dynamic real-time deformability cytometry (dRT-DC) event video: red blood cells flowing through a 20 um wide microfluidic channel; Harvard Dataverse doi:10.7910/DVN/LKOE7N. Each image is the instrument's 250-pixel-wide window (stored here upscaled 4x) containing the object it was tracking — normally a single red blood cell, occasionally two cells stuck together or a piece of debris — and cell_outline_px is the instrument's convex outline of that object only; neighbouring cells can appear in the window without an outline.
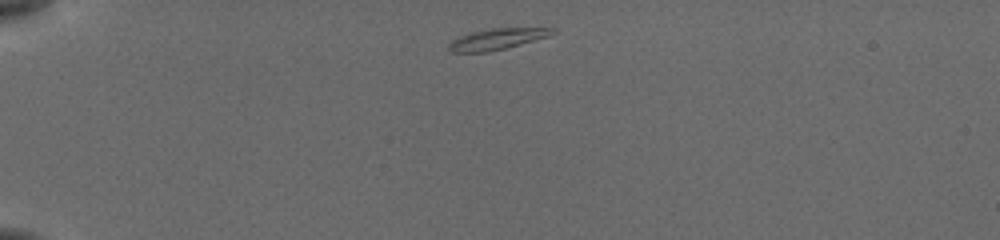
{"species": "common noctule bat (a hibernating species)", "species_latin": "Nyctalus noctula", "temperature_condition": "cold", "stored_images_in_passage": 41, "camera_frame_rate_fps": 3000, "um_per_image_px": 0.085, "animal": {"sex": "female", "body_mass_g": 19.5, "forearm_length_mm": 54.1}, "frame": {"image": 1, "passage_image": 1, "time_ms": 0.0, "image_size_px": [1000, 240], "cell_outline_px": [[556, 32], [548, 36], [520, 44], [488, 52], [452, 52], [448, 48], [448, 44], [452, 40], [460, 36], [472, 32], [492, 28], [556, 28]], "centroid_in_image_um": [42.24, 3.31], "position_along_channel_um": 42.8, "area_um2": 12.48}}
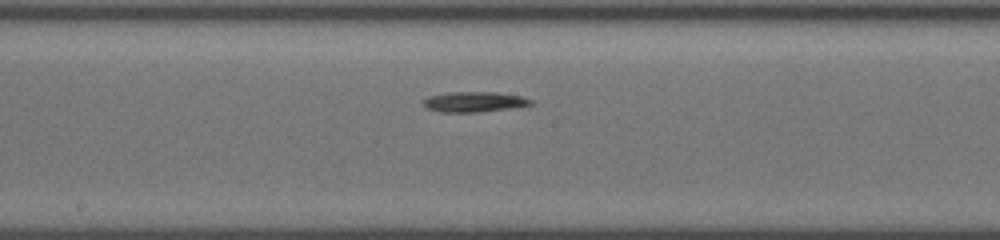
{"frame": {"image": 2, "passage_image": 18, "time_ms": 5.667, "image_size_px": [1000, 240], "cell_outline_px": [[532, 104], [508, 108], [476, 112], [440, 112], [424, 108], [424, 100], [428, 96], [448, 92], [496, 92], [524, 96], [532, 100]], "centroid_in_image_um": [40.27, 8.65], "position_along_channel_um": 207.9, "area_um2": 12.66}}
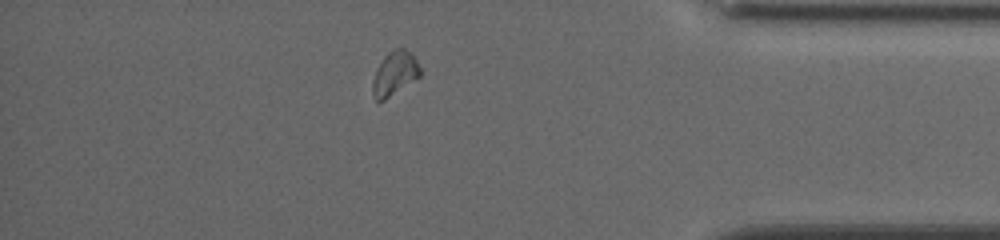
{"frame": {"image": 3, "passage_image": 35, "time_ms": 11.333, "image_size_px": [1000, 240], "cell_outline_px": [[420, 76], [384, 100], [376, 100], [372, 96], [372, 80], [376, 68], [384, 56], [388, 52], [396, 48], [404, 48], [412, 52], [420, 68]], "centroid_in_image_um": [33.52, 6.22], "position_along_channel_um": 401.7, "area_um2": 12.2}, "authors_computed_cell_mechanics": {"area_um2": 12.3692, "velocity_mm_per_s": 3.8245, "shape_relaxation_time_tau1_ms": 3.0816, "shape_relaxation_time_tau2_ms": null, "deformation_change_tau1": 0.1233, "deformation_change_tau2": null}}